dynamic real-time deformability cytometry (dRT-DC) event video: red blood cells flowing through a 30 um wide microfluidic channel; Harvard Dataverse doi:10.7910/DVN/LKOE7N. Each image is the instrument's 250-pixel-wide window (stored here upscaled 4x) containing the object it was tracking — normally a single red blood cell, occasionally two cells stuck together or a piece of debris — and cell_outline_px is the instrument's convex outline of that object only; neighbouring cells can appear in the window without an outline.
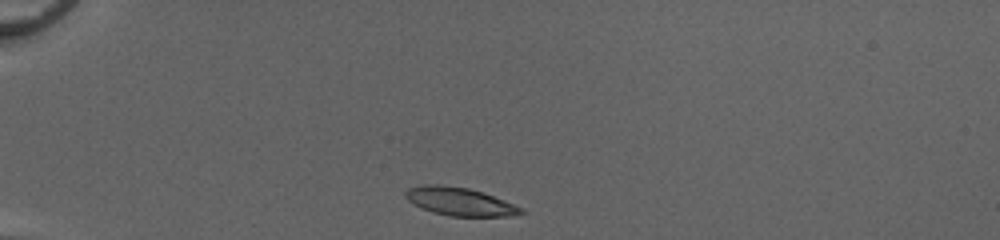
{"species": "common noctule bat (a hibernating species)", "species_latin": "Nyctalus noctula", "temperature_condition": "cold", "stored_images_in_passage": 32, "camera_frame_rate_fps": 3000, "um_per_image_px": 0.085, "animal": {"sex": "female", "body_mass_g": 20.0, "forearm_length_mm": 54.0}, "frame": {"image": 1, "passage_image": 1, "time_ms": 0.0, "image_size_px": [1000, 240], "cell_outline_px": [[528, 212], [512, 216], [452, 216], [432, 212], [412, 204], [404, 196], [404, 192], [408, 188], [424, 184], [440, 184], [468, 188], [504, 200], [524, 208]], "centroid_in_image_um": [39.07, 17.13], "position_along_channel_um": 45.9, "area_um2": 19.02}}
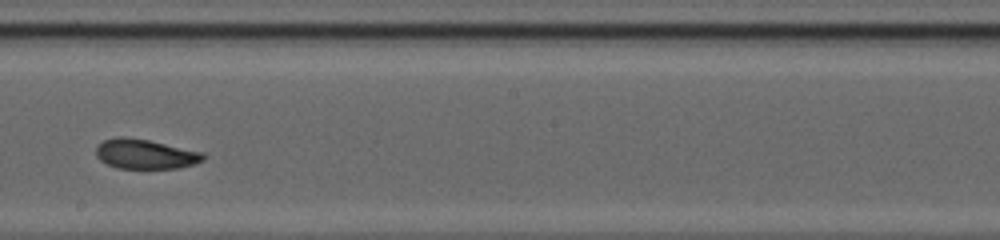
{"frame": {"image": 2, "passage_image": 18, "time_ms": 5.667, "image_size_px": [1000, 240], "cell_outline_px": [[208, 156], [204, 160], [196, 164], [176, 168], [116, 168], [100, 160], [96, 156], [96, 144], [104, 140], [116, 136], [124, 136], [148, 140], [204, 152]], "centroid_in_image_um": [12.36, 13.09], "position_along_channel_um": 235.8, "area_um2": 18.79}}
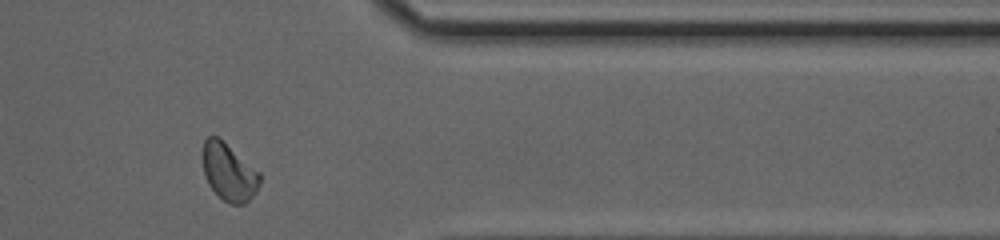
{"frame": {"image": 3, "passage_image": 30, "time_ms": 9.667, "image_size_px": [1000, 240], "cell_outline_px": [[260, 184], [256, 192], [244, 204], [228, 204], [208, 184], [204, 172], [200, 156], [200, 152], [204, 140], [208, 136], [220, 136], [260, 172]], "centroid_in_image_um": [19.43, 14.56], "position_along_channel_um": 392.0, "area_um2": 19.59}, "authors_computed_cell_mechanics": {"area_um2": 18.9006, "velocity_mm_per_s": 4.126, "shape_relaxation_time_tau1_ms": null, "shape_relaxation_time_tau2_ms": 2.0978, "deformation_change_tau1": null, "deformation_change_tau2": 0.0826}}